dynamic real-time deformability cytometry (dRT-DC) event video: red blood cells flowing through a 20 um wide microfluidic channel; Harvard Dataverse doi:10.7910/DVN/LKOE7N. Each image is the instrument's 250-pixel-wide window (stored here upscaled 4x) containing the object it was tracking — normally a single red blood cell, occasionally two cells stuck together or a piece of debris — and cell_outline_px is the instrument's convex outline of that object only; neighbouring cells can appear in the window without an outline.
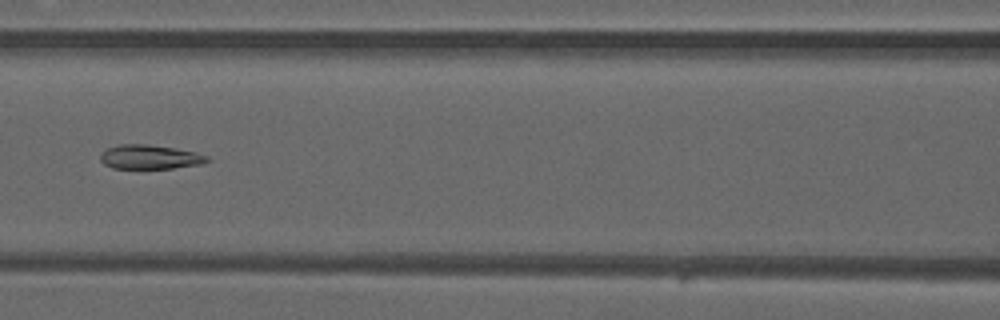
{"species": "common noctule bat (a hibernating species)", "species_latin": "Nyctalus noctula", "temperature_condition": "warm", "stored_images_in_passage": 6, "camera_frame_rate_fps": 3000, "um_per_image_px": 0.085, "animal": {"sex": "male", "forearm_length_mm": 52.5}, "frame": {"image": 1, "passage_image": 6, "time_ms": 1.667, "image_size_px": [1000, 320], "cell_outline_px": [[212, 160], [200, 164], [172, 168], [112, 168], [104, 164], [100, 160], [100, 152], [108, 148], [120, 144], [148, 144], [176, 148], [196, 152], [208, 156]], "centroid_in_image_um": [12.74, 13.33], "position_along_channel_um": 153.9, "area_um2": 15.14}}